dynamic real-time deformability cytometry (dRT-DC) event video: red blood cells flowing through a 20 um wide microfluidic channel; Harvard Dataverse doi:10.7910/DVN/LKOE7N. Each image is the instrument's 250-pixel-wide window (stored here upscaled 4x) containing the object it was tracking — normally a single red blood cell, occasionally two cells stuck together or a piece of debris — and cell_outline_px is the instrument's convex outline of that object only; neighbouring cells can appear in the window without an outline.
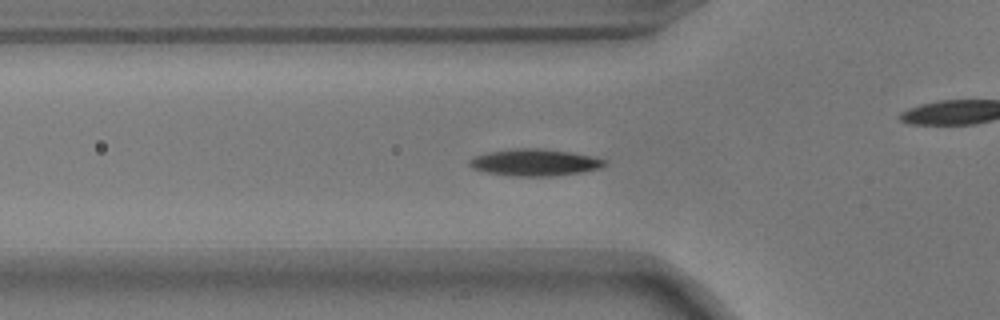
{"species": "common noctule bat (a hibernating species)", "species_latin": "Nyctalus noctula", "temperature_condition": "warm", "stored_images_in_passage": 23, "camera_frame_rate_fps": 3000, "um_per_image_px": 0.085, "animal": {"sex": "male", "body_mass_g": 17.9}, "frame": {"image": 1, "passage_image": 5, "time_ms": 1.333, "image_size_px": [1000, 320], "cell_outline_px": [[604, 164], [600, 168], [580, 172], [552, 176], [512, 176], [488, 172], [472, 168], [468, 164], [468, 160], [476, 156], [488, 152], [512, 148], [544, 148], [572, 152], [604, 160]], "centroid_in_image_um": [45.39, 13.8], "position_along_channel_um": 80.4, "area_um2": 20.92}}
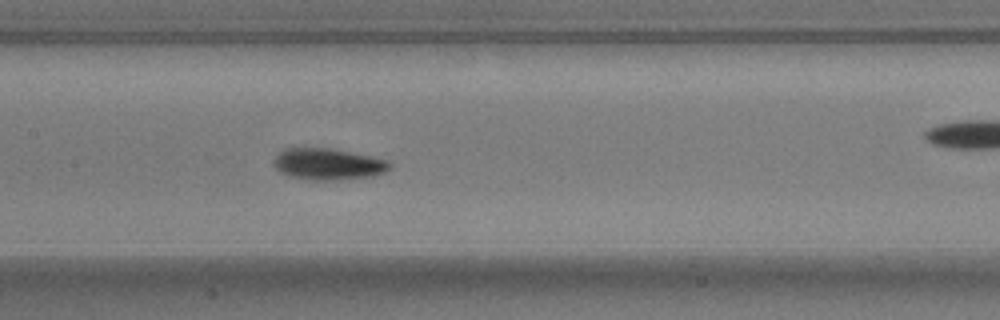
{"frame": {"image": 2, "passage_image": 13, "time_ms": 4.0, "image_size_px": [1000, 320], "cell_outline_px": [[392, 168], [384, 172], [372, 176], [336, 180], [308, 180], [288, 176], [280, 172], [276, 168], [272, 160], [284, 148], [328, 148], [388, 160], [392, 164]], "centroid_in_image_um": [27.86, 13.96], "position_along_channel_um": 179.5, "area_um2": 21.21}}
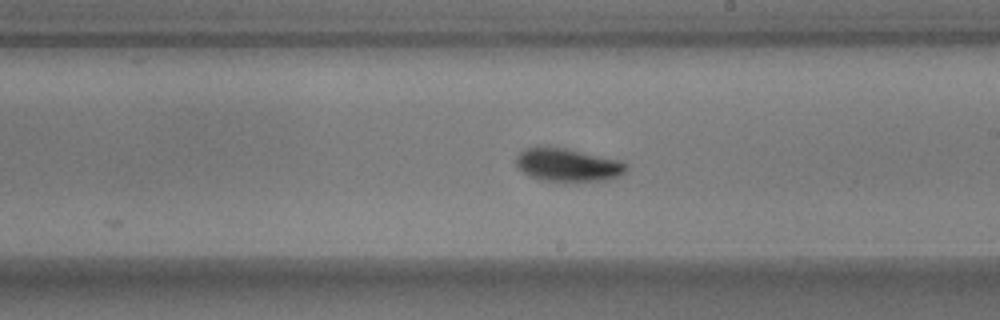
{"frame": {"image": 3, "passage_image": 18, "time_ms": 5.667, "image_size_px": [1000, 320], "cell_outline_px": [[628, 168], [624, 172], [616, 176], [604, 180], [540, 180], [528, 176], [516, 168], [516, 156], [524, 148], [564, 148], [620, 160], [628, 164]], "centroid_in_image_um": [48.22, 14.02], "position_along_channel_um": 240.8, "area_um2": 20.75}}